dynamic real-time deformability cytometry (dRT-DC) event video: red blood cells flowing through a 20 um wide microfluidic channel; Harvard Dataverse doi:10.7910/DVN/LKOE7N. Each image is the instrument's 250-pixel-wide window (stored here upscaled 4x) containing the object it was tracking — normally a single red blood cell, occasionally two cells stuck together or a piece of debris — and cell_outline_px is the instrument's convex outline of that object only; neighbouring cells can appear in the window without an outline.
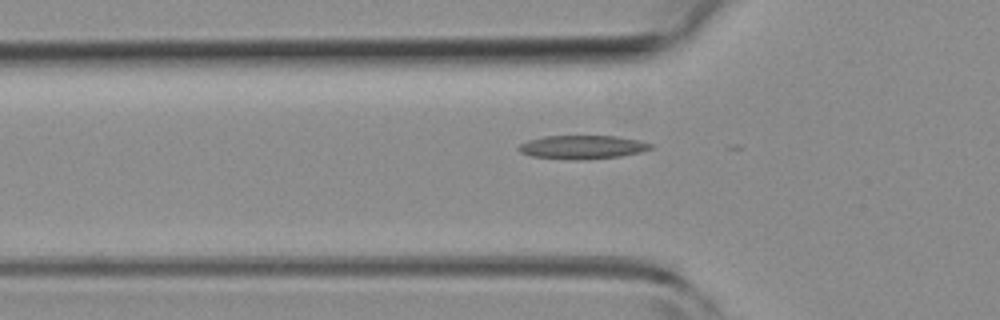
{"species": "common noctule bat (a hibernating species)", "species_latin": "Nyctalus noctula", "temperature_condition": "room temperature", "stored_images_in_passage": 7, "camera_frame_rate_fps": 3000, "um_per_image_px": 0.085, "animal": {"sex": "female", "body_mass_g": 19.3, "forearm_length_mm": 54.1}, "frame": {"image": 1, "passage_image": 3, "time_ms": 0.667, "image_size_px": [1000, 320], "cell_outline_px": [[652, 148], [640, 152], [620, 156], [532, 156], [520, 152], [516, 148], [520, 144], [528, 140], [544, 136], [616, 136], [640, 140], [652, 144]], "centroid_in_image_um": [49.53, 12.43], "position_along_channel_um": 76.3, "area_um2": 16.76}}
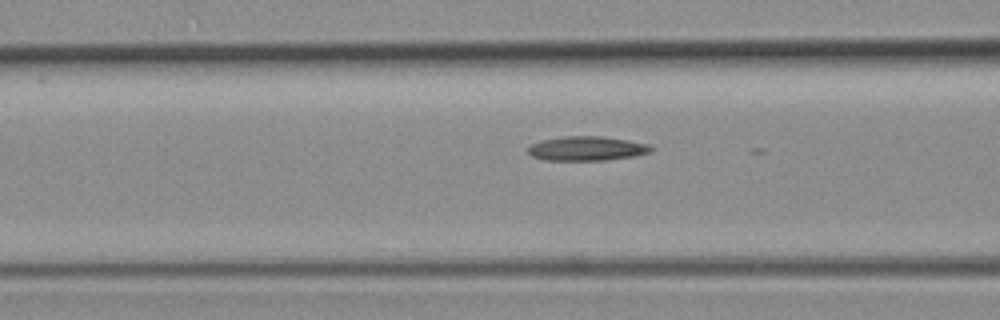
{"frame": {"image": 2, "passage_image": 6, "time_ms": 1.667, "image_size_px": [1000, 320], "cell_outline_px": [[656, 148], [652, 152], [636, 156], [604, 160], [544, 160], [532, 156], [528, 152], [528, 148], [532, 144], [540, 140], [564, 136], [600, 136], [628, 140], [648, 144]], "centroid_in_image_um": [49.92, 12.62], "position_along_channel_um": 116.7, "area_um2": 17.57}}